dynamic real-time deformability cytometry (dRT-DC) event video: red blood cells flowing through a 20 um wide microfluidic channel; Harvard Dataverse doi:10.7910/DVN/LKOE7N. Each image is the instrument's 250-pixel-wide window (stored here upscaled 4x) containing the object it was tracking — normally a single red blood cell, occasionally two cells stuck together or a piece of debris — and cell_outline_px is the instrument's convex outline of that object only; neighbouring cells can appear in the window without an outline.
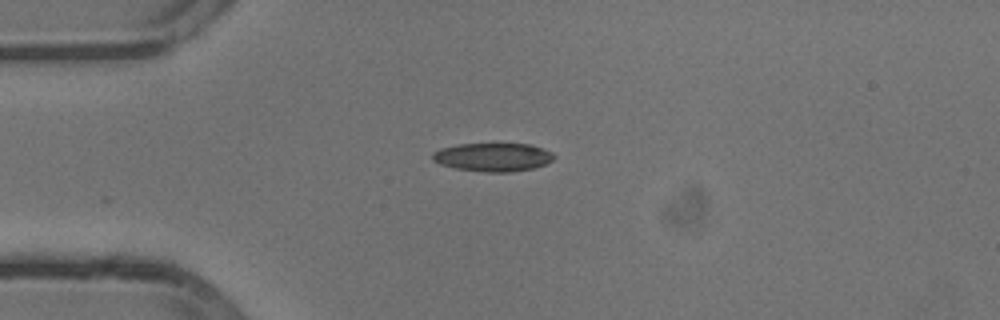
{"species": "common noctule bat (a hibernating species)", "species_latin": "Nyctalus noctula", "temperature_condition": "cold", "stored_images_in_passage": 16, "camera_frame_rate_fps": 3000, "um_per_image_px": 0.085, "animal": {"sex": "male", "body_mass_g": 13.3}, "frame": {"image": 1, "passage_image": 1, "time_ms": 0.0, "image_size_px": [1000, 320], "cell_outline_px": [[556, 156], [552, 160], [544, 164], [532, 168], [512, 172], [484, 172], [456, 168], [440, 164], [432, 160], [432, 152], [440, 148], [460, 144], [528, 144], [552, 152]], "centroid_in_image_um": [41.87, 13.36], "position_along_channel_um": 43.1, "area_um2": 20.0}}
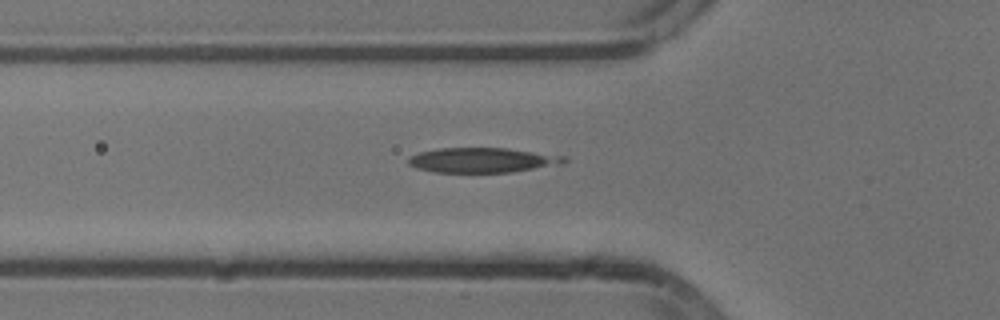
{"frame": {"image": 2, "passage_image": 6, "time_ms": 1.667, "image_size_px": [1000, 320], "cell_outline_px": [[568, 160], [564, 164], [512, 172], [436, 172], [416, 168], [408, 164], [408, 160], [412, 156], [420, 152], [440, 148], [508, 148], [564, 156]], "centroid_in_image_um": [41.04, 13.61], "position_along_channel_um": 84.8, "area_um2": 22.48}}
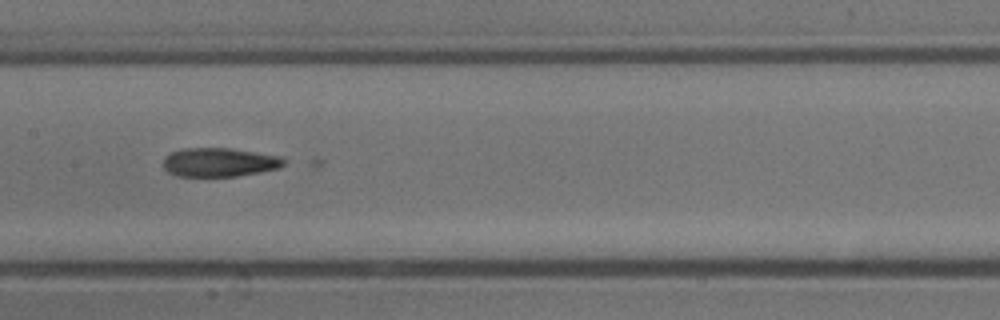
{"frame": {"image": 3, "passage_image": 14, "time_ms": 4.333, "image_size_px": [1000, 320], "cell_outline_px": [[284, 164], [280, 168], [260, 172], [236, 176], [176, 176], [168, 172], [164, 168], [164, 156], [172, 152], [184, 148], [228, 148], [280, 156], [284, 160]], "centroid_in_image_um": [18.63, 13.79], "position_along_channel_um": 188.8, "area_um2": 20.17}}